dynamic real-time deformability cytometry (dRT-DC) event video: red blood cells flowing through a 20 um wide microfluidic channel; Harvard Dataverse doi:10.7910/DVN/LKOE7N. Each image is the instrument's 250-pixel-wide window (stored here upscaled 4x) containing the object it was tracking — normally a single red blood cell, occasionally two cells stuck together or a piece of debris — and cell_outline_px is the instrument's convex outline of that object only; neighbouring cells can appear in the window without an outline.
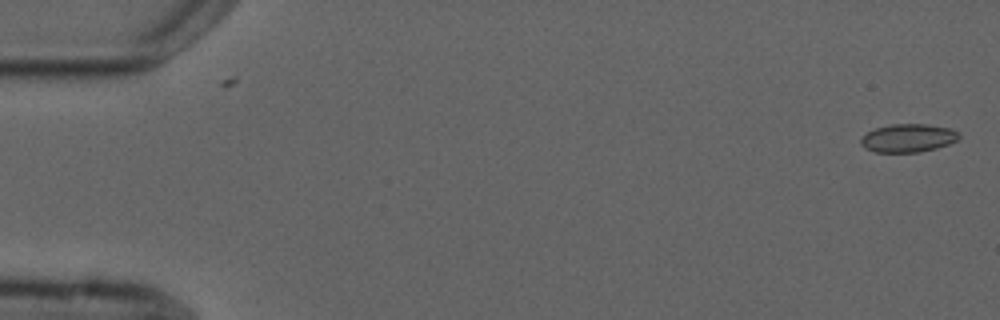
{"species": "common noctule bat (a hibernating species)", "species_latin": "Nyctalus noctula", "temperature_condition": "cold", "stored_images_in_passage": 5, "camera_frame_rate_fps": 3000, "um_per_image_px": 0.085, "animal": {"sex": "male", "forearm_length_mm": 52.5}, "frame": {"image": 1, "passage_image": 1, "time_ms": 0.0, "image_size_px": [1000, 320], "cell_outline_px": [[960, 136], [956, 140], [948, 144], [936, 148], [920, 152], [876, 152], [864, 148], [860, 144], [860, 140], [868, 132], [876, 128], [892, 124], [928, 124], [952, 128], [960, 132]], "centroid_in_image_um": [77.21, 11.73], "position_along_channel_um": 7.8, "area_um2": 16.18}}
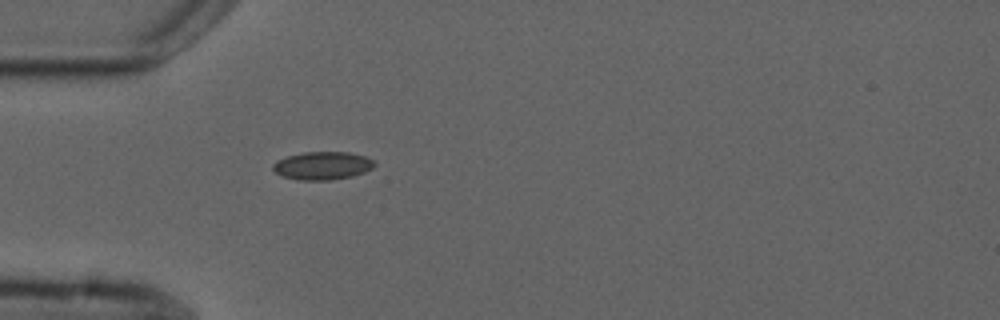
{"frame": {"image": 2, "passage_image": 5, "time_ms": 5.0, "image_size_px": [1000, 320], "cell_outline_px": [[376, 164], [372, 168], [364, 172], [352, 176], [328, 180], [300, 180], [284, 176], [276, 172], [272, 168], [272, 164], [276, 160], [288, 156], [304, 152], [348, 152], [364, 156], [372, 160]], "centroid_in_image_um": [27.4, 14.07], "position_along_channel_um": 57.6, "area_um2": 16.42}}